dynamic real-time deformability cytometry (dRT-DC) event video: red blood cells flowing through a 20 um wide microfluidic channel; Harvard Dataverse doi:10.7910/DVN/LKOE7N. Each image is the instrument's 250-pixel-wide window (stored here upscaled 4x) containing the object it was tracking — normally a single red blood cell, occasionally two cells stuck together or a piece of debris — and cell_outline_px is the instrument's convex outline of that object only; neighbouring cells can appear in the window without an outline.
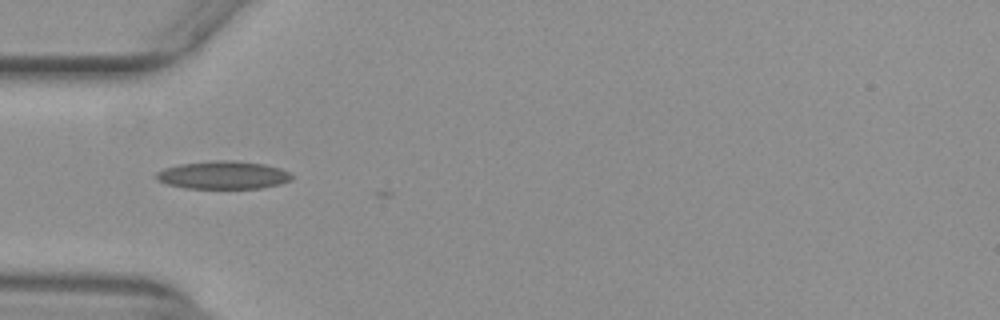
{"species": "common noctule bat (a hibernating species)", "species_latin": "Nyctalus noctula", "temperature_condition": "warm", "stored_images_in_passage": 3, "camera_frame_rate_fps": 3000, "um_per_image_px": 0.085, "animal": {"sex": "female", "body_mass_g": 29.2, "forearm_length_mm": 56.3}, "frame": {"image": 1, "passage_image": 1, "time_ms": 0.0, "image_size_px": [1000, 320], "cell_outline_px": [[292, 180], [280, 184], [264, 188], [184, 188], [168, 184], [156, 180], [156, 172], [164, 168], [180, 164], [212, 160], [232, 160], [264, 164], [280, 168], [288, 172], [292, 176]], "centroid_in_image_um": [18.96, 14.88], "position_along_channel_um": 66.0, "area_um2": 22.14}}